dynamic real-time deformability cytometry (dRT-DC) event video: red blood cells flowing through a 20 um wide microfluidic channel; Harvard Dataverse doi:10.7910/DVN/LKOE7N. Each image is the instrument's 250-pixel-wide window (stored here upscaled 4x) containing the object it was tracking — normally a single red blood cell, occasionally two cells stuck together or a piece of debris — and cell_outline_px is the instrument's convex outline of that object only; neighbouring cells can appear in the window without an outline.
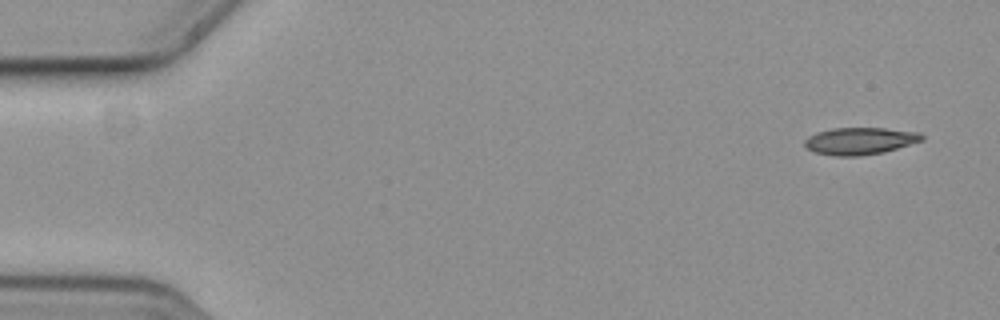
{"species": "common noctule bat (a hibernating species)", "species_latin": "Nyctalus noctula", "temperature_condition": "cold", "stored_images_in_passage": 55, "camera_frame_rate_fps": 3000, "um_per_image_px": 0.085, "animal": {"sex": "female", "body_mass_g": 19.3, "forearm_length_mm": 54.1}, "frame": {"image": 1, "passage_image": 1, "time_ms": 0.0, "image_size_px": [1000, 320], "cell_outline_px": [[924, 140], [884, 152], [856, 156], [836, 156], [816, 152], [808, 148], [804, 144], [804, 140], [808, 136], [816, 132], [832, 128], [884, 128], [920, 132], [924, 136]], "centroid_in_image_um": [73.11, 11.97], "position_along_channel_um": 11.9, "area_um2": 18.5}}
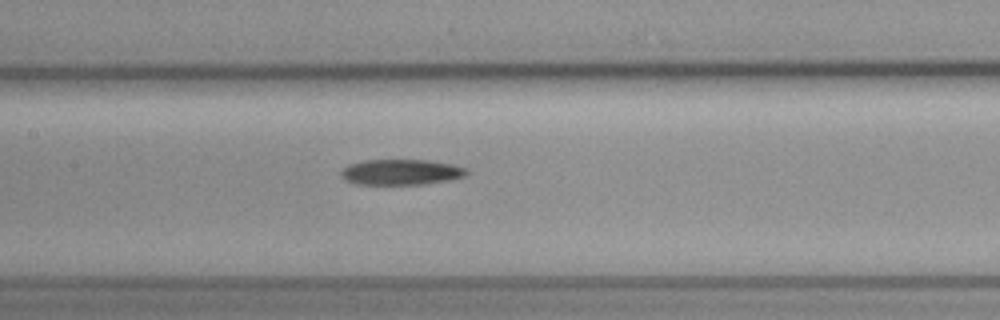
{"frame": {"image": 2, "passage_image": 25, "time_ms": 8.0, "image_size_px": [1000, 320], "cell_outline_px": [[468, 172], [464, 176], [452, 180], [424, 184], [356, 184], [344, 180], [340, 176], [340, 172], [348, 164], [364, 160], [428, 160], [452, 164], [468, 168]], "centroid_in_image_um": [34.09, 14.63], "position_along_channel_um": 173.3, "area_um2": 18.9}}
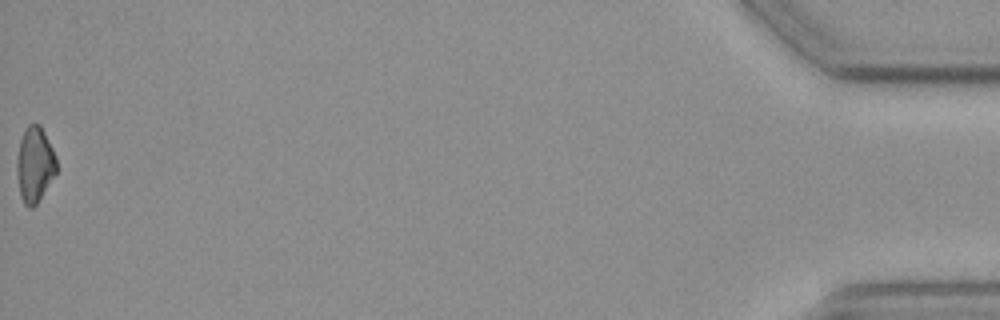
{"frame": {"image": 3, "passage_image": 55, "time_ms": 18.0, "image_size_px": [1000, 320], "cell_outline_px": [[56, 172], [36, 204], [32, 208], [28, 208], [24, 204], [20, 196], [16, 172], [16, 160], [20, 140], [28, 124], [40, 124], [56, 156]], "centroid_in_image_um": [2.93, 13.99], "position_along_channel_um": 432.3, "area_um2": 17.28}}